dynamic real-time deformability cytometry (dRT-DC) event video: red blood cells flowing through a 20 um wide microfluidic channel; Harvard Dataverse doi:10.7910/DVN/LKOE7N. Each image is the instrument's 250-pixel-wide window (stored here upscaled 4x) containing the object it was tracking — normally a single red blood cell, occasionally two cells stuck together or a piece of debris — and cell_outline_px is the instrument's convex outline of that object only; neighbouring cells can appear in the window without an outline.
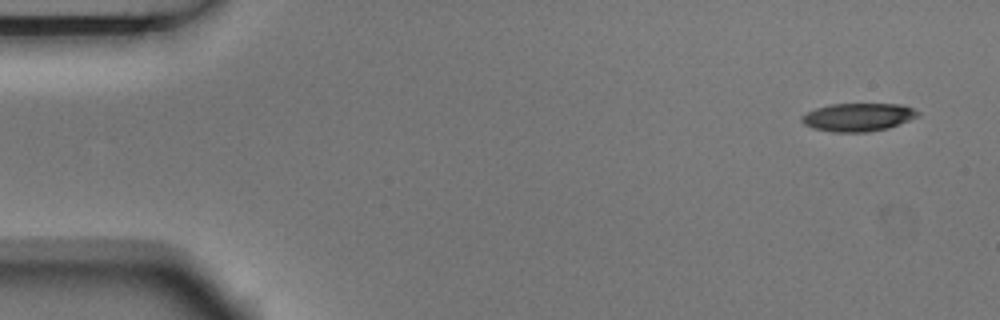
{"species": "Egyptian fruit bat (a non-hibernating species)", "species_latin": "Rousettus aegyptiacus", "temperature_condition": "room temperature", "stored_images_in_passage": 4, "camera_frame_rate_fps": 3000, "um_per_image_px": 0.085, "animal": {"sex": "male"}, "frame": {"image": 1, "passage_image": 1, "time_ms": 0.0, "image_size_px": [1000, 320], "cell_outline_px": [[920, 116], [888, 128], [868, 132], [832, 132], [812, 128], [804, 124], [800, 120], [800, 116], [816, 108], [832, 104], [900, 104], [912, 108], [920, 112]], "centroid_in_image_um": [72.93, 9.96], "position_along_channel_um": 12.1, "area_um2": 19.07}}
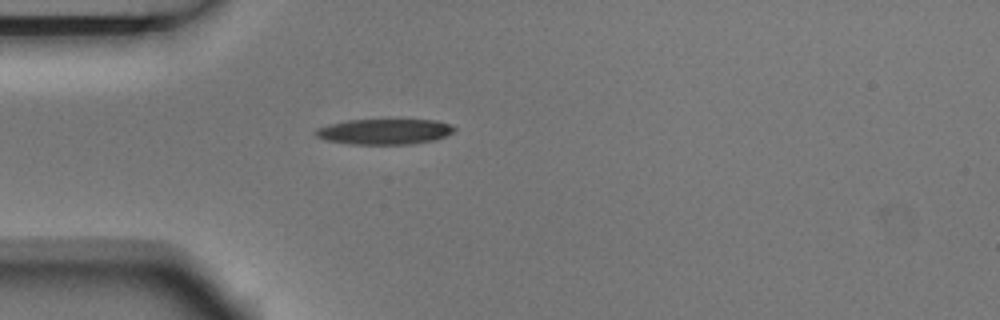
{"frame": {"image": 2, "passage_image": 4, "time_ms": 1.0, "image_size_px": [1000, 320], "cell_outline_px": [[456, 128], [452, 132], [444, 136], [432, 140], [408, 144], [348, 144], [324, 140], [316, 136], [312, 132], [316, 128], [328, 124], [348, 120], [436, 120], [448, 124]], "centroid_in_image_um": [32.58, 11.18], "position_along_channel_um": 52.4, "area_um2": 20.52}}